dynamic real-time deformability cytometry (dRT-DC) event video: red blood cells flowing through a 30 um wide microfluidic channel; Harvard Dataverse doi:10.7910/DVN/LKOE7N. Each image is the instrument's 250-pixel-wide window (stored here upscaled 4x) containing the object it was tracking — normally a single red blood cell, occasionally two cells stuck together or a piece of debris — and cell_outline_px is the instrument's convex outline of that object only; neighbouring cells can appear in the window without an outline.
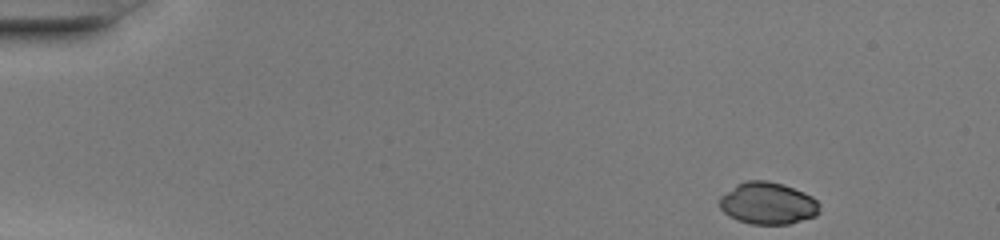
{"species": "common noctule bat (a hibernating species)", "species_latin": "Nyctalus noctula", "temperature_condition": "warm", "stored_images_in_passage": 45, "camera_frame_rate_fps": 3000, "um_per_image_px": 0.085, "animal": {"sex": "female", "body_mass_g": 20.0, "forearm_length_mm": 54.0}, "frame": {"image": 1, "passage_image": 1, "time_ms": 0.0, "image_size_px": [1000, 240], "cell_outline_px": [[820, 212], [816, 216], [788, 224], [752, 224], [736, 220], [728, 216], [720, 208], [720, 196], [736, 184], [744, 180], [768, 180], [784, 184], [804, 192], [812, 196], [820, 204]], "centroid_in_image_um": [65.27, 17.27], "position_along_channel_um": 19.7, "area_um2": 24.8}}
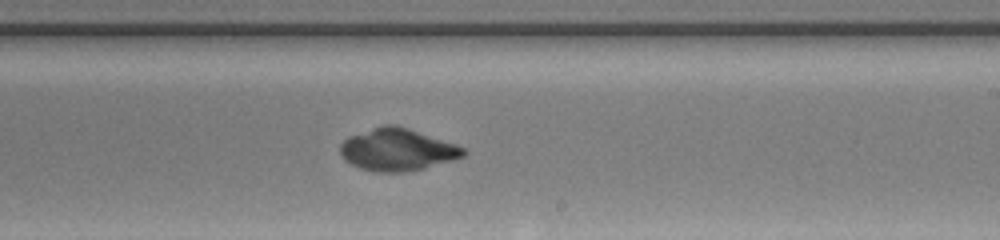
{"frame": {"image": 2, "passage_image": 26, "time_ms": 8.333, "image_size_px": [1000, 240], "cell_outline_px": [[468, 152], [464, 156], [452, 160], [424, 168], [404, 172], [372, 172], [360, 168], [344, 160], [340, 156], [340, 144], [348, 136], [384, 124], [392, 124], [408, 128], [456, 144], [464, 148]], "centroid_in_image_um": [33.75, 12.72], "position_along_channel_um": 255.3, "area_um2": 30.35}}
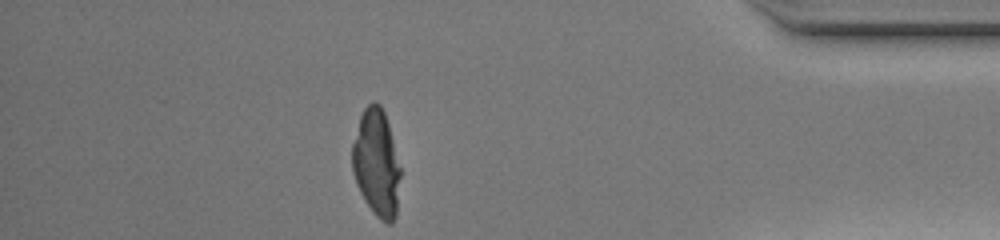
{"frame": {"image": 3, "passage_image": 39, "time_ms": 12.667, "image_size_px": [1000, 240], "cell_outline_px": [[400, 176], [396, 216], [392, 224], [388, 224], [380, 220], [372, 212], [364, 200], [356, 184], [352, 172], [352, 144], [360, 116], [364, 108], [372, 100], [380, 104], [384, 112], [388, 124], [400, 168]], "centroid_in_image_um": [31.98, 13.88], "position_along_channel_um": 403.2, "area_um2": 30.11}, "authors_computed_cell_mechanics": {"area_um2": 29.8826, "velocity_mm_per_s": 4.2341, "shape_relaxation_time_tau1_ms": null, "shape_relaxation_time_tau2_ms": 0.862, "deformation_change_tau1": null, "deformation_change_tau2": 0.0291}}